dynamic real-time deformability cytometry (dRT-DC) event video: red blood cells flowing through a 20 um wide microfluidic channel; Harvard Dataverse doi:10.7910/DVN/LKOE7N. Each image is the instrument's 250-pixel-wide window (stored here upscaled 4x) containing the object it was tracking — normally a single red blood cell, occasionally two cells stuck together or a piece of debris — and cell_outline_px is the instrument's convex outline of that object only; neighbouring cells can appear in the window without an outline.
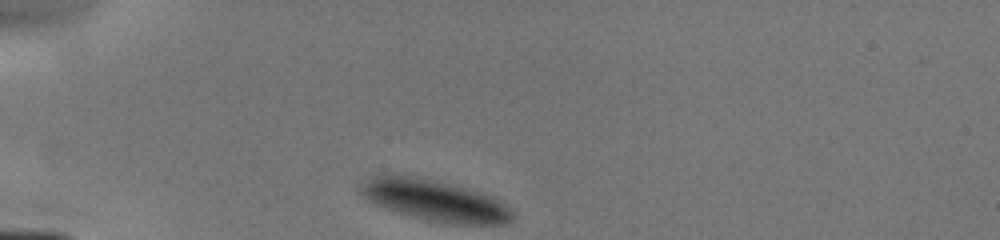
{"species": "human", "species_latin": "Homo sapiens", "temperature_condition": "cold", "stored_images_in_passage": 5, "camera_frame_rate_fps": 3000, "um_per_image_px": 0.085, "donor": {"sex": "male"}, "frame": {"image": 1, "passage_image": 1, "time_ms": 0.0, "image_size_px": [1000, 240], "cell_outline_px": [[516, 216], [512, 220], [504, 224], [448, 224], [428, 220], [412, 216], [384, 208], [368, 200], [360, 192], [360, 184], [372, 176], [384, 172], [388, 172], [412, 176], [464, 188], [480, 192], [492, 196], [508, 204], [516, 212]], "centroid_in_image_um": [36.98, 17.04], "position_along_channel_um": 48.0, "area_um2": 36.7}}